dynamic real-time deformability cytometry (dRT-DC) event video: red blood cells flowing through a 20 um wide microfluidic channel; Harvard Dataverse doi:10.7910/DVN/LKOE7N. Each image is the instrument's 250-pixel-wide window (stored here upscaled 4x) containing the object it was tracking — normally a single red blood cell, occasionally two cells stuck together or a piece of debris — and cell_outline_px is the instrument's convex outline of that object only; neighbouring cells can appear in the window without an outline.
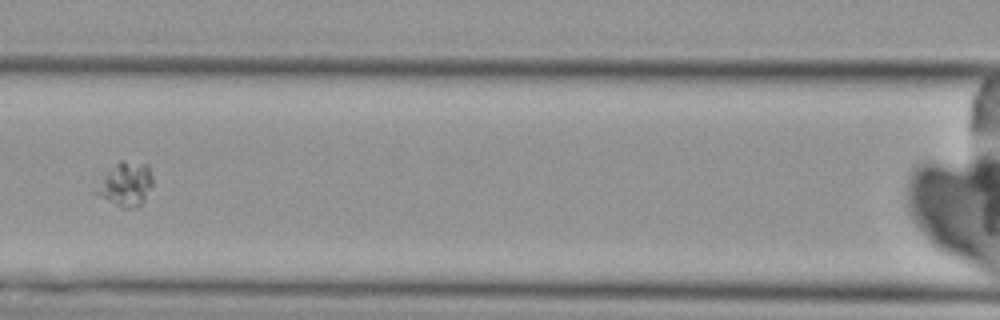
{"species": "Egyptian fruit bat (a non-hibernating species)", "species_latin": "Rousettus aegyptiacus", "temperature_condition": "cold", "stored_images_in_passage": 6, "camera_frame_rate_fps": 3000, "um_per_image_px": 0.085, "animal": {"sex": "female"}, "frame": {"image": 1, "passage_image": 6, "time_ms": 7.0, "image_size_px": [1000, 320], "cell_outline_px": [[152, 184], [144, 200], [136, 208], [120, 208], [92, 192], [104, 176], [120, 160], [124, 160], [148, 164], [152, 176]], "centroid_in_image_um": [10.68, 15.67], "position_along_channel_um": 155.9, "area_um2": 14.39}}